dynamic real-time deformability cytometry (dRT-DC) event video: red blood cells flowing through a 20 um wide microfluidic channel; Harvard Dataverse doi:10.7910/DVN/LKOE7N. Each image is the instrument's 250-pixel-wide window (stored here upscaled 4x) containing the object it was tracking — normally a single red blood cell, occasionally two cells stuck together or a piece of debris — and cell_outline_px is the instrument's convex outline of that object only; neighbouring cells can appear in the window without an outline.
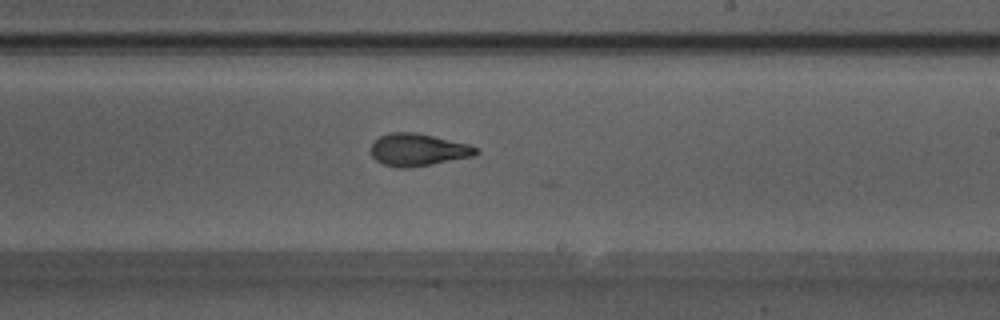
{"species": "Egyptian fruit bat (a non-hibernating species)", "species_latin": "Rousettus aegyptiacus", "temperature_condition": "warm", "stored_images_in_passage": 54, "camera_frame_rate_fps": 3000, "um_per_image_px": 0.085, "animal": {"sex": "male"}, "frame": {"image": 1, "passage_image": 32, "time_ms": 10.333, "image_size_px": [1000, 320], "cell_outline_px": [[480, 152], [472, 156], [408, 168], [396, 168], [384, 164], [376, 160], [372, 156], [372, 144], [380, 136], [388, 132], [416, 132], [468, 144], [476, 148]], "centroid_in_image_um": [35.5, 12.72], "position_along_channel_um": 253.5, "area_um2": 19.54}}
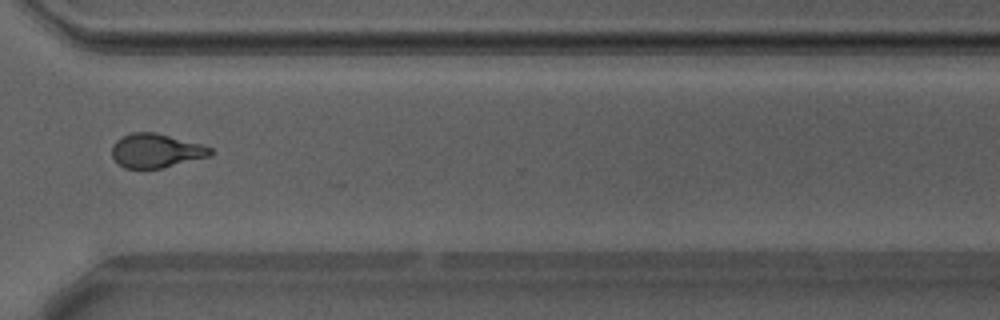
{"frame": {"image": 2, "passage_image": 40, "time_ms": 13.0, "image_size_px": [1000, 320], "cell_outline_px": [[212, 152], [208, 156], [160, 168], [124, 168], [112, 156], [112, 148], [116, 140], [120, 136], [132, 132], [156, 132], [200, 144], [212, 148]], "centroid_in_image_um": [13.22, 12.79], "position_along_channel_um": 357.4, "area_um2": 19.19}}
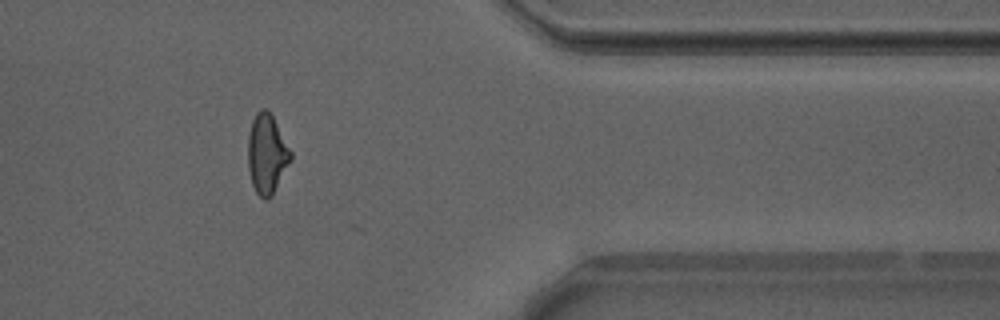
{"frame": {"image": 3, "passage_image": 44, "time_ms": 14.333, "image_size_px": [1000, 320], "cell_outline_px": [[292, 160], [272, 196], [268, 200], [264, 200], [256, 192], [252, 184], [248, 168], [248, 136], [252, 120], [256, 112], [260, 108], [268, 108], [292, 152]], "centroid_in_image_um": [22.69, 13.09], "position_along_channel_um": 388.7, "area_um2": 20.06}, "authors_computed_cell_mechanics": {"area_um2": 19.9988, "velocity_mm_per_s": 3.8906, "shape_relaxation_time_tau1_ms": 5.5956, "shape_relaxation_time_tau2_ms": 1.4318, "deformation_change_tau1": 0.1778, "deformation_change_tau2": 0.0848}}